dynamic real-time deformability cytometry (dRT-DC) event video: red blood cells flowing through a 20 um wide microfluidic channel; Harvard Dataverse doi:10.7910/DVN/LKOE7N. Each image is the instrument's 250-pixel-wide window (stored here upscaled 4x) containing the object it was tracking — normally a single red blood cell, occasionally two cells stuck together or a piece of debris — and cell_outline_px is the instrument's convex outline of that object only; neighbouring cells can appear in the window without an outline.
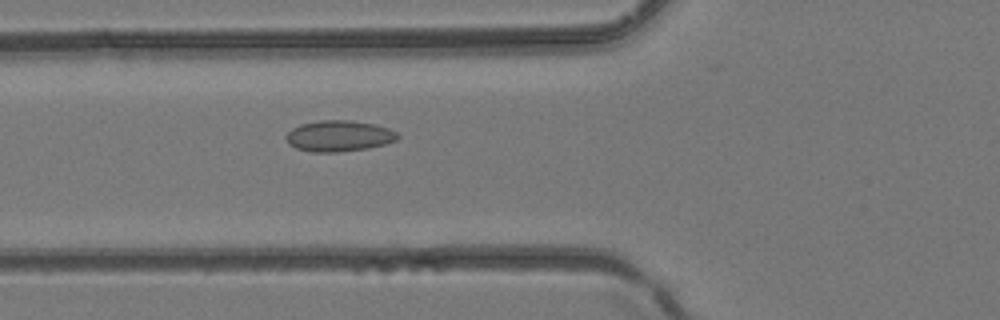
{"species": "common noctule bat (a hibernating species)", "species_latin": "Nyctalus noctula", "temperature_condition": "room temperature", "stored_images_in_passage": 44, "camera_frame_rate_fps": 3000, "um_per_image_px": 0.085, "animal": {"sex": "female", "body_mass_g": 24.6, "forearm_length_mm": 56.2}, "frame": {"image": 1, "passage_image": 17, "time_ms": 5.333, "image_size_px": [1000, 320], "cell_outline_px": [[400, 136], [396, 140], [384, 144], [368, 148], [336, 152], [312, 152], [296, 148], [288, 144], [284, 136], [292, 128], [300, 124], [320, 120], [352, 120], [376, 124], [388, 128], [396, 132]], "centroid_in_image_um": [28.79, 11.55], "position_along_channel_um": 97.0, "area_um2": 20.29}}
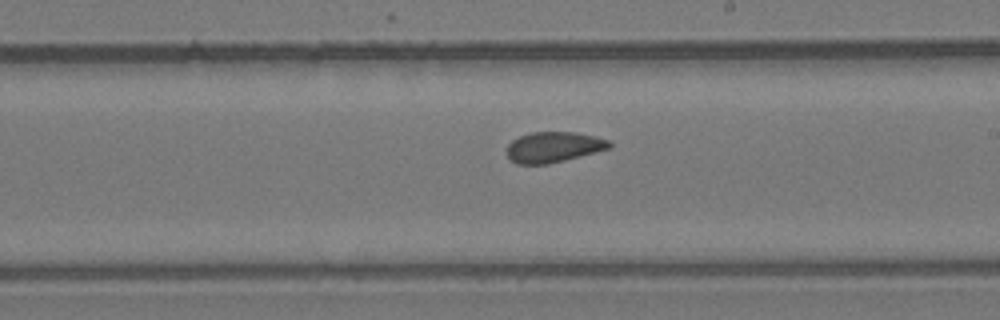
{"frame": {"image": 2, "passage_image": 26, "time_ms": 8.333, "image_size_px": [1000, 320], "cell_outline_px": [[612, 148], [548, 164], [516, 164], [508, 156], [508, 144], [512, 140], [520, 136], [532, 132], [576, 132], [596, 136], [608, 140], [612, 144]], "centroid_in_image_um": [47.08, 12.49], "position_along_channel_um": 241.9, "area_um2": 18.21}}
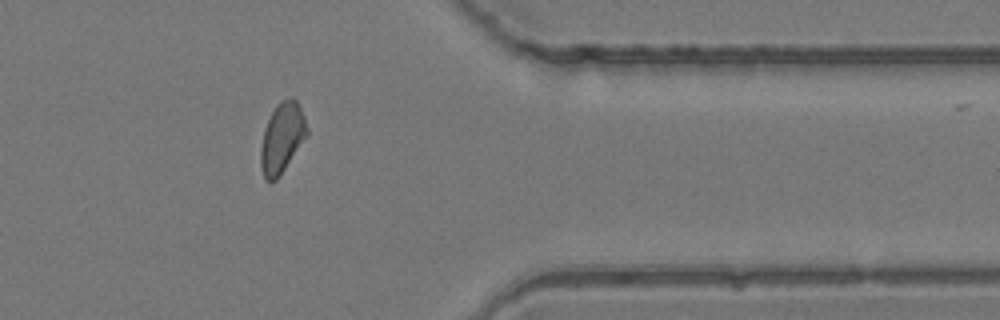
{"frame": {"image": 3, "passage_image": 36, "time_ms": 11.667, "image_size_px": [1000, 320], "cell_outline_px": [[308, 136], [276, 180], [264, 180], [260, 168], [260, 148], [264, 128], [276, 104], [288, 96], [292, 96], [296, 100], [304, 116], [308, 128]], "centroid_in_image_um": [23.97, 11.71], "position_along_channel_um": 387.4, "area_um2": 19.07}}